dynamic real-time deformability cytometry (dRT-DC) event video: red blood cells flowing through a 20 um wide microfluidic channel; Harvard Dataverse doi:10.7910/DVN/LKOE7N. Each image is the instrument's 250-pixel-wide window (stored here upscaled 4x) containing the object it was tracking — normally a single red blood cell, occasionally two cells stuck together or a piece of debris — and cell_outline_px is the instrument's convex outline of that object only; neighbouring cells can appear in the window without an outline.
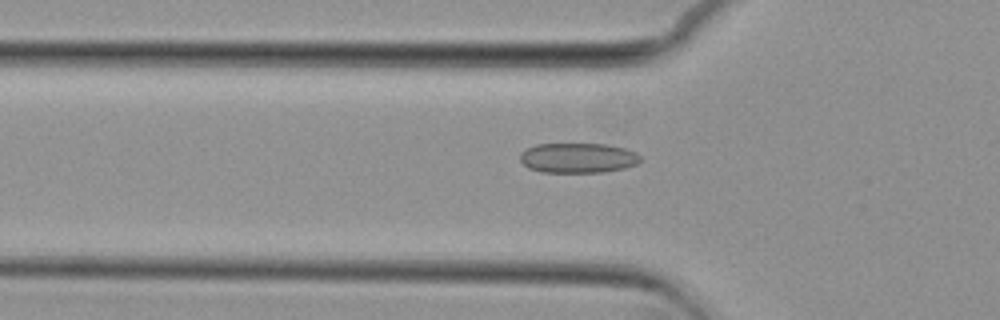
{"species": "common noctule bat (a hibernating species)", "species_latin": "Nyctalus noctula", "temperature_condition": "cold", "stored_images_in_passage": 50, "camera_frame_rate_fps": 3000, "um_per_image_px": 0.085, "animal": {"sex": "female", "body_mass_g": 29.2, "forearm_length_mm": 56.3}, "frame": {"image": 1, "passage_image": 13, "time_ms": 4.0, "image_size_px": [1000, 320], "cell_outline_px": [[640, 160], [636, 164], [624, 168], [604, 172], [540, 172], [528, 168], [520, 160], [520, 152], [524, 148], [536, 144], [608, 144], [624, 148], [636, 152], [640, 156]], "centroid_in_image_um": [49.09, 13.42], "position_along_channel_um": 76.7, "area_um2": 21.15}}
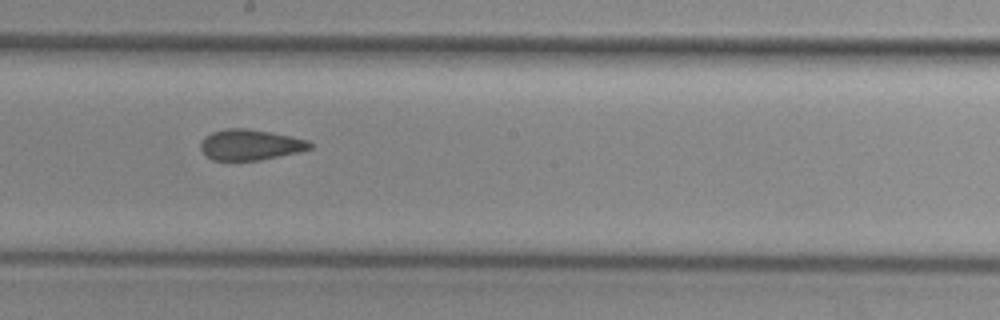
{"frame": {"image": 2, "passage_image": 25, "time_ms": 8.0, "image_size_px": [1000, 320], "cell_outline_px": [[312, 148], [296, 152], [260, 160], [212, 160], [200, 148], [200, 144], [204, 136], [212, 132], [228, 128], [248, 128], [272, 132], [308, 140], [312, 144]], "centroid_in_image_um": [21.26, 12.29], "position_along_channel_um": 226.9, "area_um2": 19.42}}
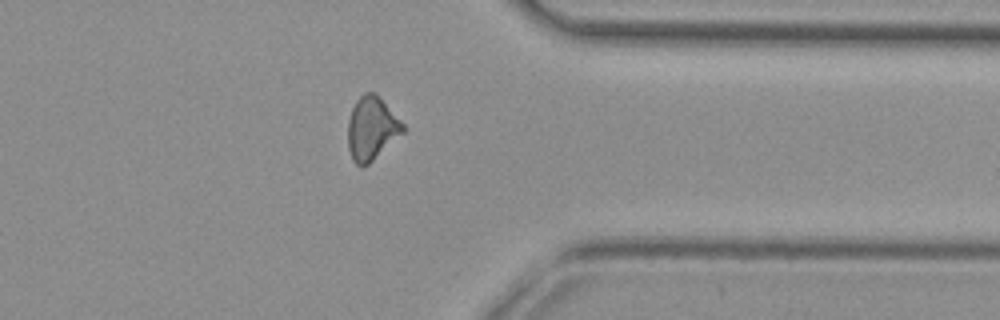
{"frame": {"image": 3, "passage_image": 38, "time_ms": 12.333, "image_size_px": [1000, 320], "cell_outline_px": [[404, 132], [368, 164], [360, 168], [352, 160], [348, 148], [348, 120], [352, 108], [356, 100], [364, 92], [376, 92], [404, 124]], "centroid_in_image_um": [31.57, 10.91], "position_along_channel_um": 379.8, "area_um2": 20.35}, "authors_computed_cell_mechanics": {"area_um2": 20.1144, "velocity_mm_per_s": 3.7408, "shape_relaxation_time_tau1_ms": null, "shape_relaxation_time_tau2_ms": 2.0193, "deformation_change_tau1": null, "deformation_change_tau2": 0.0922}}